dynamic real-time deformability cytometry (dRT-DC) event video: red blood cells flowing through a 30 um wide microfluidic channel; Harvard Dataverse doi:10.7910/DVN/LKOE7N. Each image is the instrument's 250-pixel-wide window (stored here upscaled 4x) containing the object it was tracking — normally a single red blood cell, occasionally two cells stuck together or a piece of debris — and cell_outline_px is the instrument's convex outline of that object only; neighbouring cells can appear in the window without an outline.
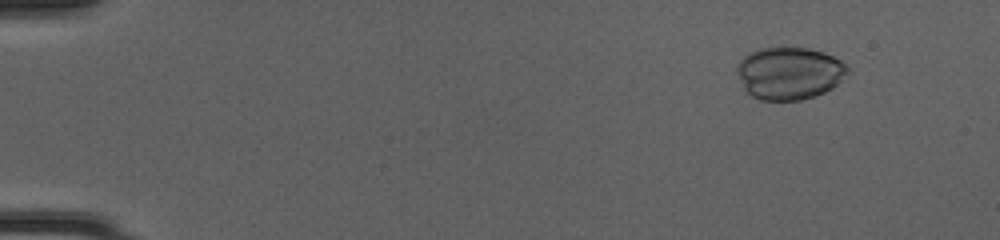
{"species": "common noctule bat (a hibernating species)", "species_latin": "Nyctalus noctula", "temperature_condition": "cold", "stored_images_in_passage": 51, "camera_frame_rate_fps": 3000, "um_per_image_px": 0.085, "animal": {"sex": "female", "body_mass_g": 20.0, "forearm_length_mm": 54.0}, "frame": {"image": 1, "passage_image": 6, "time_ms": 1.667, "image_size_px": [1000, 240], "cell_outline_px": [[848, 72], [832, 88], [824, 92], [800, 100], [760, 100], [752, 96], [744, 88], [736, 72], [736, 68], [740, 60], [748, 52], [756, 48], [780, 44], [808, 48], [824, 52], [840, 60], [848, 68]], "centroid_in_image_um": [67.04, 6.16], "position_along_channel_um": 18.0, "area_um2": 34.39}}
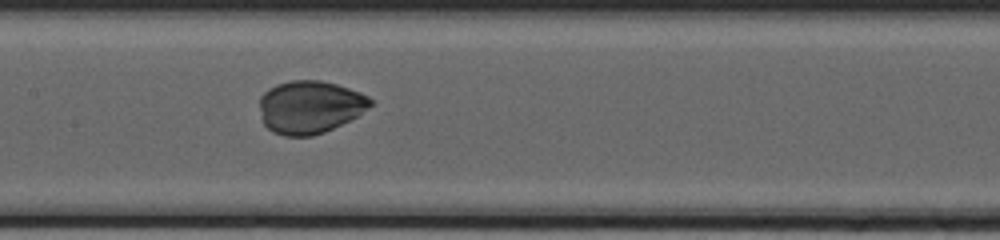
{"frame": {"image": 2, "passage_image": 27, "time_ms": 8.667, "image_size_px": [1000, 240], "cell_outline_px": [[372, 104], [368, 108], [356, 116], [324, 132], [312, 136], [284, 136], [272, 132], [264, 124], [260, 108], [260, 96], [268, 88], [276, 84], [292, 80], [320, 80], [336, 84], [360, 92], [368, 96], [372, 100]], "centroid_in_image_um": [26.32, 9.09], "position_along_channel_um": 181.1, "area_um2": 33.99}}
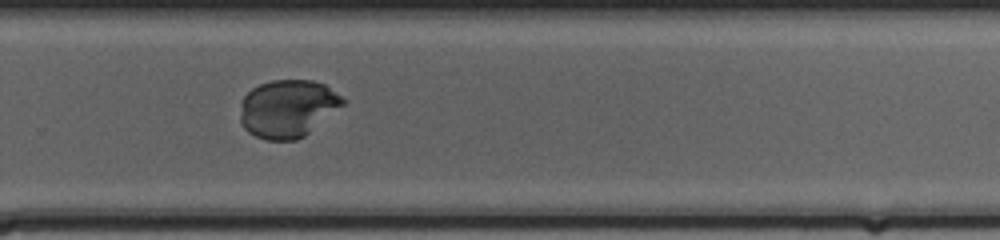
{"frame": {"image": 3, "passage_image": 36, "time_ms": 11.667, "image_size_px": [1000, 240], "cell_outline_px": [[348, 100], [344, 104], [304, 136], [296, 140], [264, 140], [248, 132], [244, 128], [240, 120], [240, 104], [244, 96], [252, 88], [260, 84], [272, 80], [312, 80], [324, 84]], "centroid_in_image_um": [24.44, 9.22], "position_along_channel_um": 305.4, "area_um2": 34.56}}